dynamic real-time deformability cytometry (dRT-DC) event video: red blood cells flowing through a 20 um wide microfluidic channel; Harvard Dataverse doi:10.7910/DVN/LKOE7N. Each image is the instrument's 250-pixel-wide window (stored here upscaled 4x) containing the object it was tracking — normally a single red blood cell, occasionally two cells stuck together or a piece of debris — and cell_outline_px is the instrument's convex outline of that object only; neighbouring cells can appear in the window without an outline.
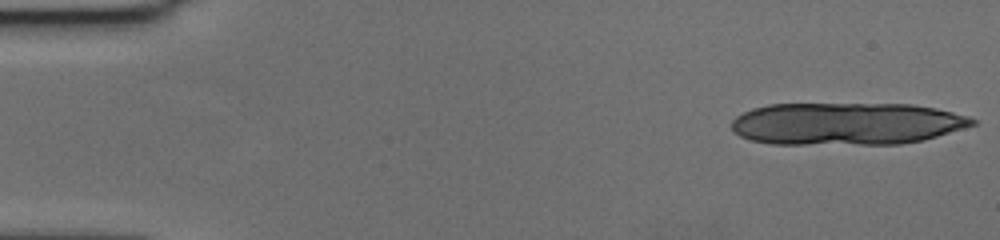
{"species": "human", "species_latin": "Homo sapiens", "temperature_condition": "cold", "stored_images_in_passage": 16, "camera_frame_rate_fps": 3000, "um_per_image_px": 0.085, "donor": {"sex": "female"}, "frame": {"image": 1, "passage_image": 1, "time_ms": 0.0, "image_size_px": [1000, 240], "cell_outline_px": [[976, 124], [964, 128], [924, 140], [900, 144], [772, 144], [752, 140], [740, 136], [732, 132], [732, 120], [736, 116], [752, 108], [768, 104], [912, 104], [936, 108], [968, 116], [976, 120]], "centroid_in_image_um": [71.94, 10.51], "position_along_channel_um": 13.1, "area_um2": 59.77}}
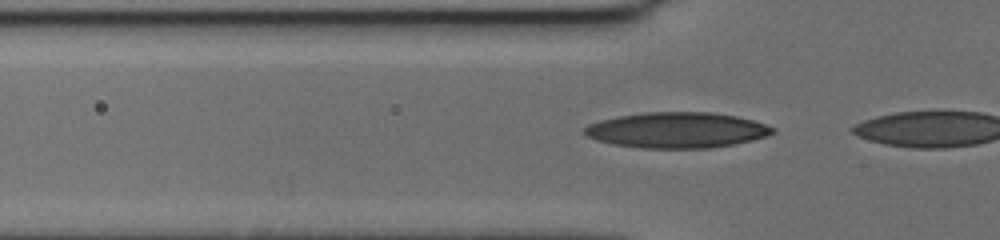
{"frame": {"image": 2, "passage_image": 15, "time_ms": 4.667, "image_size_px": [1000, 240], "cell_outline_px": [[776, 132], [752, 140], [736, 144], [712, 148], [640, 148], [612, 144], [596, 140], [588, 136], [584, 132], [584, 128], [588, 124], [600, 120], [616, 116], [644, 112], [712, 112], [736, 116], [752, 120], [776, 128]], "centroid_in_image_um": [57.53, 11.06], "position_along_channel_um": 68.3, "area_um2": 39.25}}